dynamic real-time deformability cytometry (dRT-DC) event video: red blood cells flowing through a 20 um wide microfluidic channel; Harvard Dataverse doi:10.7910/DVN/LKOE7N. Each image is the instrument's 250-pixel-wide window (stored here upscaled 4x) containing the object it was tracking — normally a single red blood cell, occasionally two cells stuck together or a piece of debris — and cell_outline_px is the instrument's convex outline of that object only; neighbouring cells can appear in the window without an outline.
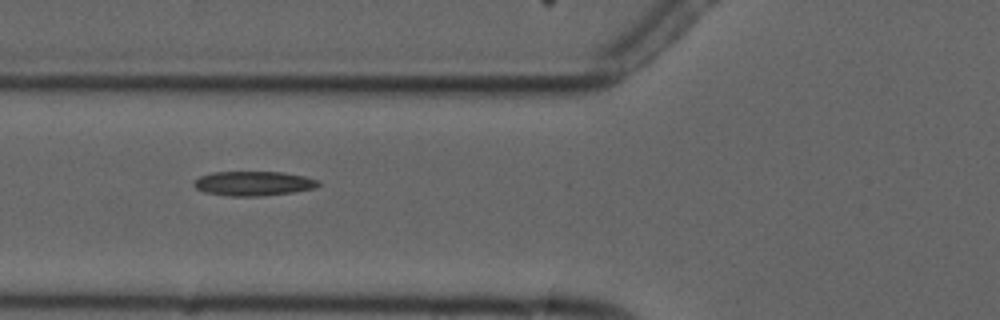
{"species": "common noctule bat (a hibernating species)", "species_latin": "Nyctalus noctula", "temperature_condition": "cold", "stored_images_in_passage": 8, "camera_frame_rate_fps": 3000, "um_per_image_px": 0.085, "animal": {"sex": "male", "forearm_length_mm": 52.5}, "frame": {"image": 1, "passage_image": 5, "time_ms": 5.333, "image_size_px": [1000, 320], "cell_outline_px": [[320, 184], [316, 188], [292, 192], [260, 196], [228, 196], [204, 192], [196, 188], [192, 184], [200, 176], [212, 172], [280, 172], [304, 176], [320, 180]], "centroid_in_image_um": [21.55, 15.59], "position_along_channel_um": 104.3, "area_um2": 17.74}}
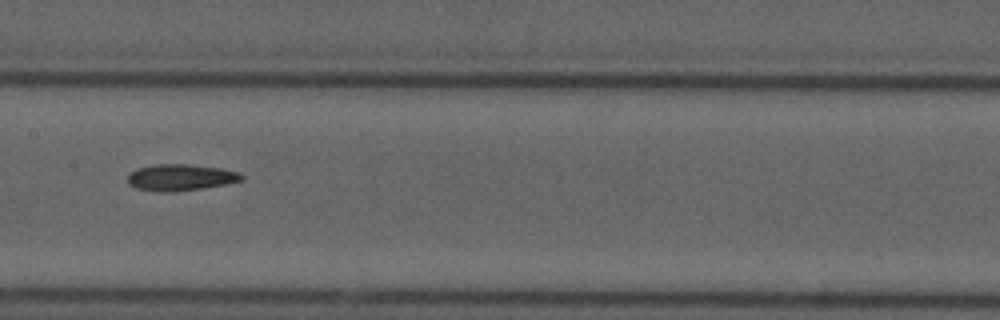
{"frame": {"image": 2, "passage_image": 7, "time_ms": 7.667, "image_size_px": [1000, 320], "cell_outline_px": [[244, 180], [224, 184], [200, 188], [172, 192], [156, 192], [136, 188], [128, 184], [128, 176], [136, 168], [156, 164], [188, 164], [220, 168], [240, 172], [244, 176]], "centroid_in_image_um": [15.34, 15.08], "position_along_channel_um": 192.1, "area_um2": 17.57}}
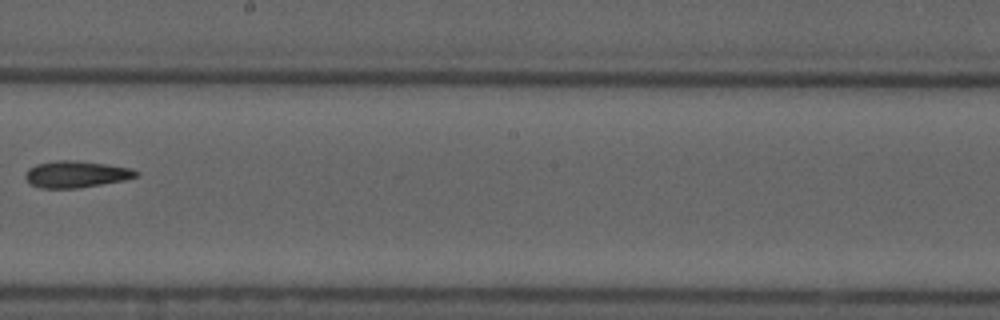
{"frame": {"image": 3, "passage_image": 8, "time_ms": 9.0, "image_size_px": [1000, 320], "cell_outline_px": [[140, 172], [136, 176], [124, 180], [76, 188], [40, 188], [32, 184], [24, 176], [28, 168], [36, 164], [56, 160], [72, 160], [104, 164], [128, 168]], "centroid_in_image_um": [6.42, 14.8], "position_along_channel_um": 241.8, "area_um2": 16.88}}